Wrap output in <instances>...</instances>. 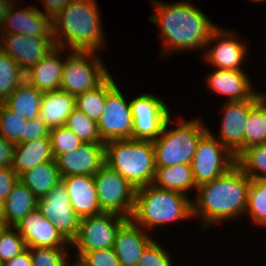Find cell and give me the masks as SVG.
<instances>
[{
	"label": "cell",
	"mask_w": 266,
	"mask_h": 266,
	"mask_svg": "<svg viewBox=\"0 0 266 266\" xmlns=\"http://www.w3.org/2000/svg\"><path fill=\"white\" fill-rule=\"evenodd\" d=\"M152 1L156 14L149 20L159 26L167 55L173 50H205L208 39L218 27L200 9L188 1L172 4Z\"/></svg>",
	"instance_id": "6da1fadb"
},
{
	"label": "cell",
	"mask_w": 266,
	"mask_h": 266,
	"mask_svg": "<svg viewBox=\"0 0 266 266\" xmlns=\"http://www.w3.org/2000/svg\"><path fill=\"white\" fill-rule=\"evenodd\" d=\"M251 178L235 164L211 182L197 186L192 216H201L203 226L234 219L246 212Z\"/></svg>",
	"instance_id": "7a4b0ae2"
},
{
	"label": "cell",
	"mask_w": 266,
	"mask_h": 266,
	"mask_svg": "<svg viewBox=\"0 0 266 266\" xmlns=\"http://www.w3.org/2000/svg\"><path fill=\"white\" fill-rule=\"evenodd\" d=\"M97 5L95 0H72L54 16L55 45L68 47L70 51H98L104 44V37Z\"/></svg>",
	"instance_id": "3957f363"
},
{
	"label": "cell",
	"mask_w": 266,
	"mask_h": 266,
	"mask_svg": "<svg viewBox=\"0 0 266 266\" xmlns=\"http://www.w3.org/2000/svg\"><path fill=\"white\" fill-rule=\"evenodd\" d=\"M192 201L187 195L149 184L136 189L131 220L143 229L163 226L192 216Z\"/></svg>",
	"instance_id": "277c9868"
},
{
	"label": "cell",
	"mask_w": 266,
	"mask_h": 266,
	"mask_svg": "<svg viewBox=\"0 0 266 266\" xmlns=\"http://www.w3.org/2000/svg\"><path fill=\"white\" fill-rule=\"evenodd\" d=\"M105 164L135 189L153 184L156 172L153 143L132 139L106 142Z\"/></svg>",
	"instance_id": "5b68a950"
},
{
	"label": "cell",
	"mask_w": 266,
	"mask_h": 266,
	"mask_svg": "<svg viewBox=\"0 0 266 266\" xmlns=\"http://www.w3.org/2000/svg\"><path fill=\"white\" fill-rule=\"evenodd\" d=\"M171 116L161 131L152 141L155 151V166L169 167L176 164L191 165L199 139L209 130L200 119L178 121V127L167 130Z\"/></svg>",
	"instance_id": "8992f818"
},
{
	"label": "cell",
	"mask_w": 266,
	"mask_h": 266,
	"mask_svg": "<svg viewBox=\"0 0 266 266\" xmlns=\"http://www.w3.org/2000/svg\"><path fill=\"white\" fill-rule=\"evenodd\" d=\"M95 53L71 51L63 62L61 90L77 96L96 88L109 76Z\"/></svg>",
	"instance_id": "52a82bcc"
},
{
	"label": "cell",
	"mask_w": 266,
	"mask_h": 266,
	"mask_svg": "<svg viewBox=\"0 0 266 266\" xmlns=\"http://www.w3.org/2000/svg\"><path fill=\"white\" fill-rule=\"evenodd\" d=\"M102 212L131 218L136 189L118 172L104 164L93 175Z\"/></svg>",
	"instance_id": "ba28073f"
},
{
	"label": "cell",
	"mask_w": 266,
	"mask_h": 266,
	"mask_svg": "<svg viewBox=\"0 0 266 266\" xmlns=\"http://www.w3.org/2000/svg\"><path fill=\"white\" fill-rule=\"evenodd\" d=\"M236 164V157L209 130L199 139L191 163L196 186L211 182Z\"/></svg>",
	"instance_id": "9c48e42d"
},
{
	"label": "cell",
	"mask_w": 266,
	"mask_h": 266,
	"mask_svg": "<svg viewBox=\"0 0 266 266\" xmlns=\"http://www.w3.org/2000/svg\"><path fill=\"white\" fill-rule=\"evenodd\" d=\"M127 220L109 212L80 218L79 232L71 245L77 253L113 248L116 234Z\"/></svg>",
	"instance_id": "30bf717a"
},
{
	"label": "cell",
	"mask_w": 266,
	"mask_h": 266,
	"mask_svg": "<svg viewBox=\"0 0 266 266\" xmlns=\"http://www.w3.org/2000/svg\"><path fill=\"white\" fill-rule=\"evenodd\" d=\"M130 106L132 140L154 141L170 117L167 104L156 95L146 93L131 100Z\"/></svg>",
	"instance_id": "8fae6325"
},
{
	"label": "cell",
	"mask_w": 266,
	"mask_h": 266,
	"mask_svg": "<svg viewBox=\"0 0 266 266\" xmlns=\"http://www.w3.org/2000/svg\"><path fill=\"white\" fill-rule=\"evenodd\" d=\"M133 116L130 102L115 85L107 94L104 110L97 121L98 133L103 143L112 140L132 139Z\"/></svg>",
	"instance_id": "7c38bea8"
},
{
	"label": "cell",
	"mask_w": 266,
	"mask_h": 266,
	"mask_svg": "<svg viewBox=\"0 0 266 266\" xmlns=\"http://www.w3.org/2000/svg\"><path fill=\"white\" fill-rule=\"evenodd\" d=\"M37 208L50 219L61 235L72 243L79 232L80 217L70 204L66 186L60 181L43 198L38 199Z\"/></svg>",
	"instance_id": "4fadbf2b"
},
{
	"label": "cell",
	"mask_w": 266,
	"mask_h": 266,
	"mask_svg": "<svg viewBox=\"0 0 266 266\" xmlns=\"http://www.w3.org/2000/svg\"><path fill=\"white\" fill-rule=\"evenodd\" d=\"M0 49L26 73L55 47L53 37L1 34Z\"/></svg>",
	"instance_id": "5bb4252c"
},
{
	"label": "cell",
	"mask_w": 266,
	"mask_h": 266,
	"mask_svg": "<svg viewBox=\"0 0 266 266\" xmlns=\"http://www.w3.org/2000/svg\"><path fill=\"white\" fill-rule=\"evenodd\" d=\"M256 92L250 99L230 101L224 105L219 141L237 157L244 150V131L250 109L263 97Z\"/></svg>",
	"instance_id": "9a60e30c"
},
{
	"label": "cell",
	"mask_w": 266,
	"mask_h": 266,
	"mask_svg": "<svg viewBox=\"0 0 266 266\" xmlns=\"http://www.w3.org/2000/svg\"><path fill=\"white\" fill-rule=\"evenodd\" d=\"M61 177L93 176L105 164V143H83L71 152L55 158Z\"/></svg>",
	"instance_id": "2e32d148"
},
{
	"label": "cell",
	"mask_w": 266,
	"mask_h": 266,
	"mask_svg": "<svg viewBox=\"0 0 266 266\" xmlns=\"http://www.w3.org/2000/svg\"><path fill=\"white\" fill-rule=\"evenodd\" d=\"M13 229L19 232L28 248H58L72 244L61 235L50 219L41 214L38 208L29 212Z\"/></svg>",
	"instance_id": "e0dca14e"
},
{
	"label": "cell",
	"mask_w": 266,
	"mask_h": 266,
	"mask_svg": "<svg viewBox=\"0 0 266 266\" xmlns=\"http://www.w3.org/2000/svg\"><path fill=\"white\" fill-rule=\"evenodd\" d=\"M16 2H11L4 17L2 34H23L36 37H53L52 19L34 6L15 10ZM6 25V26H4ZM5 29V30H4Z\"/></svg>",
	"instance_id": "ac0fdd59"
},
{
	"label": "cell",
	"mask_w": 266,
	"mask_h": 266,
	"mask_svg": "<svg viewBox=\"0 0 266 266\" xmlns=\"http://www.w3.org/2000/svg\"><path fill=\"white\" fill-rule=\"evenodd\" d=\"M236 37L237 35L232 31L229 33L228 30L217 28L208 39L206 49L211 42L219 41L210 49L208 48L207 51L205 49L206 60L213 64L215 68L217 67V69L242 70L241 65L244 62L247 47H245L244 42L242 43L239 39H235Z\"/></svg>",
	"instance_id": "d6986e66"
},
{
	"label": "cell",
	"mask_w": 266,
	"mask_h": 266,
	"mask_svg": "<svg viewBox=\"0 0 266 266\" xmlns=\"http://www.w3.org/2000/svg\"><path fill=\"white\" fill-rule=\"evenodd\" d=\"M128 219L118 230L113 250L121 266H137L145 248L153 241L145 230Z\"/></svg>",
	"instance_id": "ffe728a7"
},
{
	"label": "cell",
	"mask_w": 266,
	"mask_h": 266,
	"mask_svg": "<svg viewBox=\"0 0 266 266\" xmlns=\"http://www.w3.org/2000/svg\"><path fill=\"white\" fill-rule=\"evenodd\" d=\"M70 198V204L80 217L102 213L93 176L75 175L61 177Z\"/></svg>",
	"instance_id": "44dd1931"
},
{
	"label": "cell",
	"mask_w": 266,
	"mask_h": 266,
	"mask_svg": "<svg viewBox=\"0 0 266 266\" xmlns=\"http://www.w3.org/2000/svg\"><path fill=\"white\" fill-rule=\"evenodd\" d=\"M62 50L64 48L56 46L25 73V80L41 92L59 90L64 62L61 55Z\"/></svg>",
	"instance_id": "7402d4cb"
},
{
	"label": "cell",
	"mask_w": 266,
	"mask_h": 266,
	"mask_svg": "<svg viewBox=\"0 0 266 266\" xmlns=\"http://www.w3.org/2000/svg\"><path fill=\"white\" fill-rule=\"evenodd\" d=\"M243 70L214 69L208 76V86L220 95L228 97V102L250 99L256 92Z\"/></svg>",
	"instance_id": "603a6c76"
},
{
	"label": "cell",
	"mask_w": 266,
	"mask_h": 266,
	"mask_svg": "<svg viewBox=\"0 0 266 266\" xmlns=\"http://www.w3.org/2000/svg\"><path fill=\"white\" fill-rule=\"evenodd\" d=\"M76 108V96L61 89L43 92L40 118L49 128L65 126L67 117Z\"/></svg>",
	"instance_id": "cb8c5ba5"
},
{
	"label": "cell",
	"mask_w": 266,
	"mask_h": 266,
	"mask_svg": "<svg viewBox=\"0 0 266 266\" xmlns=\"http://www.w3.org/2000/svg\"><path fill=\"white\" fill-rule=\"evenodd\" d=\"M50 138L14 144L12 169L18 176L41 163L53 160Z\"/></svg>",
	"instance_id": "d4e9b609"
},
{
	"label": "cell",
	"mask_w": 266,
	"mask_h": 266,
	"mask_svg": "<svg viewBox=\"0 0 266 266\" xmlns=\"http://www.w3.org/2000/svg\"><path fill=\"white\" fill-rule=\"evenodd\" d=\"M43 92L24 80L3 102L15 115L26 121L40 115Z\"/></svg>",
	"instance_id": "484cf974"
},
{
	"label": "cell",
	"mask_w": 266,
	"mask_h": 266,
	"mask_svg": "<svg viewBox=\"0 0 266 266\" xmlns=\"http://www.w3.org/2000/svg\"><path fill=\"white\" fill-rule=\"evenodd\" d=\"M21 181L37 199L46 196L61 181L55 159L46 161L25 171L19 176Z\"/></svg>",
	"instance_id": "4316f807"
},
{
	"label": "cell",
	"mask_w": 266,
	"mask_h": 266,
	"mask_svg": "<svg viewBox=\"0 0 266 266\" xmlns=\"http://www.w3.org/2000/svg\"><path fill=\"white\" fill-rule=\"evenodd\" d=\"M37 201L34 194L18 180L3 202L5 226L14 227L29 212L37 208Z\"/></svg>",
	"instance_id": "83f0119b"
},
{
	"label": "cell",
	"mask_w": 266,
	"mask_h": 266,
	"mask_svg": "<svg viewBox=\"0 0 266 266\" xmlns=\"http://www.w3.org/2000/svg\"><path fill=\"white\" fill-rule=\"evenodd\" d=\"M153 184L161 189L187 194L188 190L197 189L192 166L176 164L169 167H156Z\"/></svg>",
	"instance_id": "f1b7e54d"
},
{
	"label": "cell",
	"mask_w": 266,
	"mask_h": 266,
	"mask_svg": "<svg viewBox=\"0 0 266 266\" xmlns=\"http://www.w3.org/2000/svg\"><path fill=\"white\" fill-rule=\"evenodd\" d=\"M116 85L109 75L99 86L76 96V108L89 118L99 120L104 110L106 94Z\"/></svg>",
	"instance_id": "f546056e"
},
{
	"label": "cell",
	"mask_w": 266,
	"mask_h": 266,
	"mask_svg": "<svg viewBox=\"0 0 266 266\" xmlns=\"http://www.w3.org/2000/svg\"><path fill=\"white\" fill-rule=\"evenodd\" d=\"M262 143H266L265 95L250 109L244 131V149Z\"/></svg>",
	"instance_id": "4dcf8cb0"
},
{
	"label": "cell",
	"mask_w": 266,
	"mask_h": 266,
	"mask_svg": "<svg viewBox=\"0 0 266 266\" xmlns=\"http://www.w3.org/2000/svg\"><path fill=\"white\" fill-rule=\"evenodd\" d=\"M236 164L251 179H266V143L244 149L236 157Z\"/></svg>",
	"instance_id": "1f68e13d"
},
{
	"label": "cell",
	"mask_w": 266,
	"mask_h": 266,
	"mask_svg": "<svg viewBox=\"0 0 266 266\" xmlns=\"http://www.w3.org/2000/svg\"><path fill=\"white\" fill-rule=\"evenodd\" d=\"M25 80V72L0 49V103Z\"/></svg>",
	"instance_id": "d6a6232c"
},
{
	"label": "cell",
	"mask_w": 266,
	"mask_h": 266,
	"mask_svg": "<svg viewBox=\"0 0 266 266\" xmlns=\"http://www.w3.org/2000/svg\"><path fill=\"white\" fill-rule=\"evenodd\" d=\"M65 126L83 143H103L98 133L97 122L77 108L67 117Z\"/></svg>",
	"instance_id": "836d02e7"
},
{
	"label": "cell",
	"mask_w": 266,
	"mask_h": 266,
	"mask_svg": "<svg viewBox=\"0 0 266 266\" xmlns=\"http://www.w3.org/2000/svg\"><path fill=\"white\" fill-rule=\"evenodd\" d=\"M258 225H266V179H251L246 213Z\"/></svg>",
	"instance_id": "e575fe53"
},
{
	"label": "cell",
	"mask_w": 266,
	"mask_h": 266,
	"mask_svg": "<svg viewBox=\"0 0 266 266\" xmlns=\"http://www.w3.org/2000/svg\"><path fill=\"white\" fill-rule=\"evenodd\" d=\"M26 120L15 115L4 103H0V135L13 144L25 142Z\"/></svg>",
	"instance_id": "d590c367"
},
{
	"label": "cell",
	"mask_w": 266,
	"mask_h": 266,
	"mask_svg": "<svg viewBox=\"0 0 266 266\" xmlns=\"http://www.w3.org/2000/svg\"><path fill=\"white\" fill-rule=\"evenodd\" d=\"M66 248H68L66 245L58 248H28L30 250L32 266H69Z\"/></svg>",
	"instance_id": "8d00e7d4"
},
{
	"label": "cell",
	"mask_w": 266,
	"mask_h": 266,
	"mask_svg": "<svg viewBox=\"0 0 266 266\" xmlns=\"http://www.w3.org/2000/svg\"><path fill=\"white\" fill-rule=\"evenodd\" d=\"M49 137L54 159L59 154L71 152L83 144L79 137L66 126L50 129Z\"/></svg>",
	"instance_id": "74e56055"
},
{
	"label": "cell",
	"mask_w": 266,
	"mask_h": 266,
	"mask_svg": "<svg viewBox=\"0 0 266 266\" xmlns=\"http://www.w3.org/2000/svg\"><path fill=\"white\" fill-rule=\"evenodd\" d=\"M5 226L0 232V265L23 252L27 246L21 235Z\"/></svg>",
	"instance_id": "f35d334b"
},
{
	"label": "cell",
	"mask_w": 266,
	"mask_h": 266,
	"mask_svg": "<svg viewBox=\"0 0 266 266\" xmlns=\"http://www.w3.org/2000/svg\"><path fill=\"white\" fill-rule=\"evenodd\" d=\"M77 258L74 266H121L113 248L77 253Z\"/></svg>",
	"instance_id": "ab89813d"
},
{
	"label": "cell",
	"mask_w": 266,
	"mask_h": 266,
	"mask_svg": "<svg viewBox=\"0 0 266 266\" xmlns=\"http://www.w3.org/2000/svg\"><path fill=\"white\" fill-rule=\"evenodd\" d=\"M137 266H172L169 253L154 240L145 248Z\"/></svg>",
	"instance_id": "60d3db41"
},
{
	"label": "cell",
	"mask_w": 266,
	"mask_h": 266,
	"mask_svg": "<svg viewBox=\"0 0 266 266\" xmlns=\"http://www.w3.org/2000/svg\"><path fill=\"white\" fill-rule=\"evenodd\" d=\"M50 129L41 120L40 116L30 119L25 124V142L34 139L50 138Z\"/></svg>",
	"instance_id": "b9f144b4"
},
{
	"label": "cell",
	"mask_w": 266,
	"mask_h": 266,
	"mask_svg": "<svg viewBox=\"0 0 266 266\" xmlns=\"http://www.w3.org/2000/svg\"><path fill=\"white\" fill-rule=\"evenodd\" d=\"M19 176L12 167L0 168V201L4 202L13 186L18 182Z\"/></svg>",
	"instance_id": "7bdbcfd3"
},
{
	"label": "cell",
	"mask_w": 266,
	"mask_h": 266,
	"mask_svg": "<svg viewBox=\"0 0 266 266\" xmlns=\"http://www.w3.org/2000/svg\"><path fill=\"white\" fill-rule=\"evenodd\" d=\"M14 144L0 135V168L12 167Z\"/></svg>",
	"instance_id": "ee69618b"
},
{
	"label": "cell",
	"mask_w": 266,
	"mask_h": 266,
	"mask_svg": "<svg viewBox=\"0 0 266 266\" xmlns=\"http://www.w3.org/2000/svg\"><path fill=\"white\" fill-rule=\"evenodd\" d=\"M72 0H43L45 15L51 19L56 16Z\"/></svg>",
	"instance_id": "f6af8a7d"
},
{
	"label": "cell",
	"mask_w": 266,
	"mask_h": 266,
	"mask_svg": "<svg viewBox=\"0 0 266 266\" xmlns=\"http://www.w3.org/2000/svg\"><path fill=\"white\" fill-rule=\"evenodd\" d=\"M0 266H32L30 250L27 247L23 252L19 253L17 256L6 261Z\"/></svg>",
	"instance_id": "bcb514c9"
},
{
	"label": "cell",
	"mask_w": 266,
	"mask_h": 266,
	"mask_svg": "<svg viewBox=\"0 0 266 266\" xmlns=\"http://www.w3.org/2000/svg\"><path fill=\"white\" fill-rule=\"evenodd\" d=\"M15 0H0V25L4 24V17L9 4Z\"/></svg>",
	"instance_id": "7dc6e473"
},
{
	"label": "cell",
	"mask_w": 266,
	"mask_h": 266,
	"mask_svg": "<svg viewBox=\"0 0 266 266\" xmlns=\"http://www.w3.org/2000/svg\"><path fill=\"white\" fill-rule=\"evenodd\" d=\"M0 224H4V207L3 202L0 201Z\"/></svg>",
	"instance_id": "c3c4849f"
},
{
	"label": "cell",
	"mask_w": 266,
	"mask_h": 266,
	"mask_svg": "<svg viewBox=\"0 0 266 266\" xmlns=\"http://www.w3.org/2000/svg\"><path fill=\"white\" fill-rule=\"evenodd\" d=\"M5 227V224H0V232L2 231V229Z\"/></svg>",
	"instance_id": "681fc988"
},
{
	"label": "cell",
	"mask_w": 266,
	"mask_h": 266,
	"mask_svg": "<svg viewBox=\"0 0 266 266\" xmlns=\"http://www.w3.org/2000/svg\"><path fill=\"white\" fill-rule=\"evenodd\" d=\"M249 1H254V2H261V1H266V0H249Z\"/></svg>",
	"instance_id": "f907efd6"
}]
</instances>
